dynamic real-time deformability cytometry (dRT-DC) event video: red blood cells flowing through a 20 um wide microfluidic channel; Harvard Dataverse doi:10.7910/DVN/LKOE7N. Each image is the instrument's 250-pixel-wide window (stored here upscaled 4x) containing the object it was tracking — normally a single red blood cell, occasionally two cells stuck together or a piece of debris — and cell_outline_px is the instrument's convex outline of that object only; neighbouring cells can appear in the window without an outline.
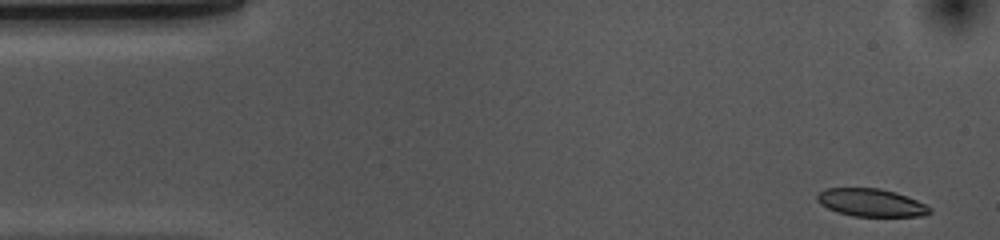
{"species": "common noctule bat (a hibernating species)", "species_latin": "Nyctalus noctula", "temperature_condition": "cold", "stored_images_in_passage": 44, "camera_frame_rate_fps": 3000, "um_per_image_px": 0.085, "animal": {"sex": "female", "body_mass_g": 10.0, "forearm_length_mm": 53.1}, "frame": {"image": 1, "passage_image": 1, "time_ms": 0.0, "image_size_px": [1000, 240], "cell_outline_px": [[932, 212], [924, 216], [852, 216], [836, 212], [820, 204], [816, 200], [816, 196], [820, 192], [828, 188], [880, 188], [896, 192], [908, 196], [932, 208]], "centroid_in_image_um": [74.05, 17.22], "position_along_channel_um": 10.9, "area_um2": 18.32}}
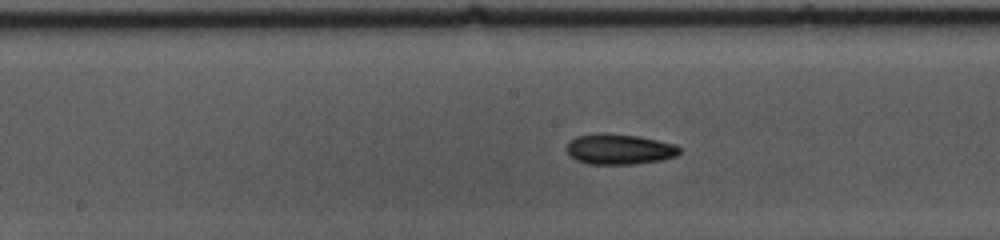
{"frame": {"image": 2, "passage_image": 24, "time_ms": 7.667, "image_size_px": [1000, 240], "cell_outline_px": [[680, 152], [676, 156], [660, 160], [632, 164], [588, 164], [576, 160], [568, 152], [568, 144], [576, 136], [600, 132], [604, 132], [640, 136], [676, 144], [680, 148]], "centroid_in_image_um": [52.67, 12.66], "position_along_channel_um": 195.5, "area_um2": 20.06}}
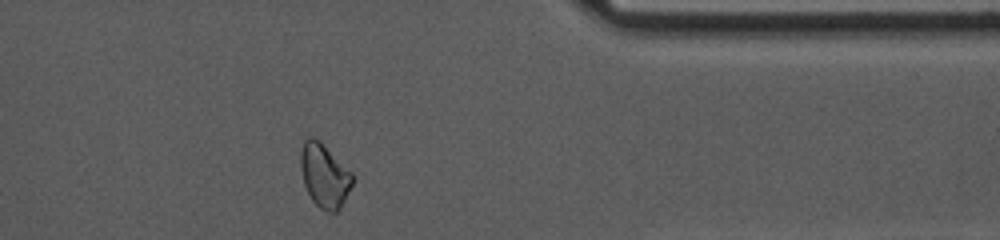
{"frame": {"image": 3, "passage_image": 41, "time_ms": 13.333, "image_size_px": [1000, 240], "cell_outline_px": [[356, 176], [340, 208], [336, 212], [328, 212], [320, 208], [312, 200], [304, 184], [300, 168], [300, 152], [304, 140], [308, 136], [312, 136], [320, 140]], "centroid_in_image_um": [27.58, 14.89], "position_along_channel_um": 383.8, "area_um2": 19.42}, "authors_computed_cell_mechanics": {"area_um2": 19.5364, "velocity_mm_per_s": 3.6811, "shape_relaxation_time_tau1_ms": 6.9799, "shape_relaxation_time_tau2_ms": null, "deformation_change_tau1": 0.1248, "deformation_change_tau2": null}}